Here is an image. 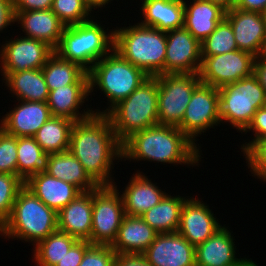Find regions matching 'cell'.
I'll use <instances>...</instances> for the list:
<instances>
[{
  "instance_id": "9c48e42d",
  "label": "cell",
  "mask_w": 266,
  "mask_h": 266,
  "mask_svg": "<svg viewBox=\"0 0 266 266\" xmlns=\"http://www.w3.org/2000/svg\"><path fill=\"white\" fill-rule=\"evenodd\" d=\"M115 184L99 185L92 191V245L111 246L126 215L121 194Z\"/></svg>"
},
{
  "instance_id": "7bdbcfd3",
  "label": "cell",
  "mask_w": 266,
  "mask_h": 266,
  "mask_svg": "<svg viewBox=\"0 0 266 266\" xmlns=\"http://www.w3.org/2000/svg\"><path fill=\"white\" fill-rule=\"evenodd\" d=\"M14 12L49 10L53 0H12Z\"/></svg>"
},
{
  "instance_id": "e575fe53",
  "label": "cell",
  "mask_w": 266,
  "mask_h": 266,
  "mask_svg": "<svg viewBox=\"0 0 266 266\" xmlns=\"http://www.w3.org/2000/svg\"><path fill=\"white\" fill-rule=\"evenodd\" d=\"M238 50L230 23L224 18L216 29L201 42V57L215 56Z\"/></svg>"
},
{
  "instance_id": "484cf974",
  "label": "cell",
  "mask_w": 266,
  "mask_h": 266,
  "mask_svg": "<svg viewBox=\"0 0 266 266\" xmlns=\"http://www.w3.org/2000/svg\"><path fill=\"white\" fill-rule=\"evenodd\" d=\"M44 171L76 186L81 192L93 191L99 186L69 150L47 154Z\"/></svg>"
},
{
  "instance_id": "681fc988",
  "label": "cell",
  "mask_w": 266,
  "mask_h": 266,
  "mask_svg": "<svg viewBox=\"0 0 266 266\" xmlns=\"http://www.w3.org/2000/svg\"><path fill=\"white\" fill-rule=\"evenodd\" d=\"M207 1L220 5L226 11L232 9L236 2V0H207Z\"/></svg>"
},
{
  "instance_id": "5b68a950",
  "label": "cell",
  "mask_w": 266,
  "mask_h": 266,
  "mask_svg": "<svg viewBox=\"0 0 266 266\" xmlns=\"http://www.w3.org/2000/svg\"><path fill=\"white\" fill-rule=\"evenodd\" d=\"M106 116L121 143L135 132L158 125V78L149 77Z\"/></svg>"
},
{
  "instance_id": "44dd1931",
  "label": "cell",
  "mask_w": 266,
  "mask_h": 266,
  "mask_svg": "<svg viewBox=\"0 0 266 266\" xmlns=\"http://www.w3.org/2000/svg\"><path fill=\"white\" fill-rule=\"evenodd\" d=\"M92 212V191L82 192L57 213L58 229L77 240L90 242Z\"/></svg>"
},
{
  "instance_id": "8fae6325",
  "label": "cell",
  "mask_w": 266,
  "mask_h": 266,
  "mask_svg": "<svg viewBox=\"0 0 266 266\" xmlns=\"http://www.w3.org/2000/svg\"><path fill=\"white\" fill-rule=\"evenodd\" d=\"M255 56L236 50L202 57L198 72L201 83L221 88L253 74Z\"/></svg>"
},
{
  "instance_id": "ee69618b",
  "label": "cell",
  "mask_w": 266,
  "mask_h": 266,
  "mask_svg": "<svg viewBox=\"0 0 266 266\" xmlns=\"http://www.w3.org/2000/svg\"><path fill=\"white\" fill-rule=\"evenodd\" d=\"M15 15L12 0H0V32L14 24Z\"/></svg>"
},
{
  "instance_id": "ac0fdd59",
  "label": "cell",
  "mask_w": 266,
  "mask_h": 266,
  "mask_svg": "<svg viewBox=\"0 0 266 266\" xmlns=\"http://www.w3.org/2000/svg\"><path fill=\"white\" fill-rule=\"evenodd\" d=\"M51 117L47 102L21 100L19 105L3 117L0 128L11 136L33 137Z\"/></svg>"
},
{
  "instance_id": "8d00e7d4",
  "label": "cell",
  "mask_w": 266,
  "mask_h": 266,
  "mask_svg": "<svg viewBox=\"0 0 266 266\" xmlns=\"http://www.w3.org/2000/svg\"><path fill=\"white\" fill-rule=\"evenodd\" d=\"M24 187V181L11 174L0 173V228L9 218L19 191Z\"/></svg>"
},
{
  "instance_id": "6da1fadb",
  "label": "cell",
  "mask_w": 266,
  "mask_h": 266,
  "mask_svg": "<svg viewBox=\"0 0 266 266\" xmlns=\"http://www.w3.org/2000/svg\"><path fill=\"white\" fill-rule=\"evenodd\" d=\"M122 143L106 115L94 114L75 122L70 133L69 151L98 185H113V161H122Z\"/></svg>"
},
{
  "instance_id": "816d5d0a",
  "label": "cell",
  "mask_w": 266,
  "mask_h": 266,
  "mask_svg": "<svg viewBox=\"0 0 266 266\" xmlns=\"http://www.w3.org/2000/svg\"><path fill=\"white\" fill-rule=\"evenodd\" d=\"M261 16H262L263 22L265 23V26H266V8L261 12Z\"/></svg>"
},
{
  "instance_id": "7402d4cb",
  "label": "cell",
  "mask_w": 266,
  "mask_h": 266,
  "mask_svg": "<svg viewBox=\"0 0 266 266\" xmlns=\"http://www.w3.org/2000/svg\"><path fill=\"white\" fill-rule=\"evenodd\" d=\"M157 234L140 216L125 215L111 247L116 254L142 255Z\"/></svg>"
},
{
  "instance_id": "ba28073f",
  "label": "cell",
  "mask_w": 266,
  "mask_h": 266,
  "mask_svg": "<svg viewBox=\"0 0 266 266\" xmlns=\"http://www.w3.org/2000/svg\"><path fill=\"white\" fill-rule=\"evenodd\" d=\"M221 122L244 131L254 114L265 106L266 94L257 77L252 74L218 89Z\"/></svg>"
},
{
  "instance_id": "5bb4252c",
  "label": "cell",
  "mask_w": 266,
  "mask_h": 266,
  "mask_svg": "<svg viewBox=\"0 0 266 266\" xmlns=\"http://www.w3.org/2000/svg\"><path fill=\"white\" fill-rule=\"evenodd\" d=\"M164 74H195L201 67V43L185 28L166 32Z\"/></svg>"
},
{
  "instance_id": "9a60e30c",
  "label": "cell",
  "mask_w": 266,
  "mask_h": 266,
  "mask_svg": "<svg viewBox=\"0 0 266 266\" xmlns=\"http://www.w3.org/2000/svg\"><path fill=\"white\" fill-rule=\"evenodd\" d=\"M239 50L257 57L266 53V26L261 13L232 8L226 11Z\"/></svg>"
},
{
  "instance_id": "e0dca14e",
  "label": "cell",
  "mask_w": 266,
  "mask_h": 266,
  "mask_svg": "<svg viewBox=\"0 0 266 266\" xmlns=\"http://www.w3.org/2000/svg\"><path fill=\"white\" fill-rule=\"evenodd\" d=\"M188 198L181 210L178 233L194 247L210 238L222 225L217 222L208 205Z\"/></svg>"
},
{
  "instance_id": "277c9868",
  "label": "cell",
  "mask_w": 266,
  "mask_h": 266,
  "mask_svg": "<svg viewBox=\"0 0 266 266\" xmlns=\"http://www.w3.org/2000/svg\"><path fill=\"white\" fill-rule=\"evenodd\" d=\"M57 229V212L24 186L15 199L9 218L0 228V235L36 245Z\"/></svg>"
},
{
  "instance_id": "83f0119b",
  "label": "cell",
  "mask_w": 266,
  "mask_h": 266,
  "mask_svg": "<svg viewBox=\"0 0 266 266\" xmlns=\"http://www.w3.org/2000/svg\"><path fill=\"white\" fill-rule=\"evenodd\" d=\"M141 5L144 21L139 24L164 32L184 27L183 0H143Z\"/></svg>"
},
{
  "instance_id": "c3c4849f",
  "label": "cell",
  "mask_w": 266,
  "mask_h": 266,
  "mask_svg": "<svg viewBox=\"0 0 266 266\" xmlns=\"http://www.w3.org/2000/svg\"><path fill=\"white\" fill-rule=\"evenodd\" d=\"M112 0H83V2L88 6V8L92 11V9L99 8L108 4Z\"/></svg>"
},
{
  "instance_id": "7a4b0ae2",
  "label": "cell",
  "mask_w": 266,
  "mask_h": 266,
  "mask_svg": "<svg viewBox=\"0 0 266 266\" xmlns=\"http://www.w3.org/2000/svg\"><path fill=\"white\" fill-rule=\"evenodd\" d=\"M196 146L177 126L158 124L124 140L122 159L195 165L201 157Z\"/></svg>"
},
{
  "instance_id": "30bf717a",
  "label": "cell",
  "mask_w": 266,
  "mask_h": 266,
  "mask_svg": "<svg viewBox=\"0 0 266 266\" xmlns=\"http://www.w3.org/2000/svg\"><path fill=\"white\" fill-rule=\"evenodd\" d=\"M158 78V124L178 126L195 88L199 74H160Z\"/></svg>"
},
{
  "instance_id": "7c38bea8",
  "label": "cell",
  "mask_w": 266,
  "mask_h": 266,
  "mask_svg": "<svg viewBox=\"0 0 266 266\" xmlns=\"http://www.w3.org/2000/svg\"><path fill=\"white\" fill-rule=\"evenodd\" d=\"M220 122L218 88L200 83L192 93L184 117L177 127L195 143L198 134H204Z\"/></svg>"
},
{
  "instance_id": "3957f363",
  "label": "cell",
  "mask_w": 266,
  "mask_h": 266,
  "mask_svg": "<svg viewBox=\"0 0 266 266\" xmlns=\"http://www.w3.org/2000/svg\"><path fill=\"white\" fill-rule=\"evenodd\" d=\"M113 50L149 77L164 74L166 32L157 28L137 25L113 31Z\"/></svg>"
},
{
  "instance_id": "603a6c76",
  "label": "cell",
  "mask_w": 266,
  "mask_h": 266,
  "mask_svg": "<svg viewBox=\"0 0 266 266\" xmlns=\"http://www.w3.org/2000/svg\"><path fill=\"white\" fill-rule=\"evenodd\" d=\"M90 95L89 85H67L51 90L48 95L47 105L52 117H63L74 122H80L93 116L95 111L92 109L79 112L80 106L85 103L84 99Z\"/></svg>"
},
{
  "instance_id": "f907efd6",
  "label": "cell",
  "mask_w": 266,
  "mask_h": 266,
  "mask_svg": "<svg viewBox=\"0 0 266 266\" xmlns=\"http://www.w3.org/2000/svg\"><path fill=\"white\" fill-rule=\"evenodd\" d=\"M232 266H258V265H256L252 260H250V259H244V258H241V260L238 262V263H236V264H234V265H232Z\"/></svg>"
},
{
  "instance_id": "8992f818",
  "label": "cell",
  "mask_w": 266,
  "mask_h": 266,
  "mask_svg": "<svg viewBox=\"0 0 266 266\" xmlns=\"http://www.w3.org/2000/svg\"><path fill=\"white\" fill-rule=\"evenodd\" d=\"M90 93L93 87L101 89L111 103L104 111L94 112L96 115H106L120 101L126 99L149 76L122 58L116 51L106 55L96 62L88 71Z\"/></svg>"
},
{
  "instance_id": "bcb514c9",
  "label": "cell",
  "mask_w": 266,
  "mask_h": 266,
  "mask_svg": "<svg viewBox=\"0 0 266 266\" xmlns=\"http://www.w3.org/2000/svg\"><path fill=\"white\" fill-rule=\"evenodd\" d=\"M253 74L257 77L266 94V53L255 57Z\"/></svg>"
},
{
  "instance_id": "d4e9b609",
  "label": "cell",
  "mask_w": 266,
  "mask_h": 266,
  "mask_svg": "<svg viewBox=\"0 0 266 266\" xmlns=\"http://www.w3.org/2000/svg\"><path fill=\"white\" fill-rule=\"evenodd\" d=\"M161 189L154 185L140 172L131 177L123 194L121 195L125 214L129 216H141L146 211L157 205L164 197Z\"/></svg>"
},
{
  "instance_id": "cb8c5ba5",
  "label": "cell",
  "mask_w": 266,
  "mask_h": 266,
  "mask_svg": "<svg viewBox=\"0 0 266 266\" xmlns=\"http://www.w3.org/2000/svg\"><path fill=\"white\" fill-rule=\"evenodd\" d=\"M193 1L187 5L183 0L184 27L201 43L225 18L226 10L207 0Z\"/></svg>"
},
{
  "instance_id": "f1b7e54d",
  "label": "cell",
  "mask_w": 266,
  "mask_h": 266,
  "mask_svg": "<svg viewBox=\"0 0 266 266\" xmlns=\"http://www.w3.org/2000/svg\"><path fill=\"white\" fill-rule=\"evenodd\" d=\"M49 91L67 85H89V74L76 62L62 59L54 52L41 68Z\"/></svg>"
},
{
  "instance_id": "ffe728a7",
  "label": "cell",
  "mask_w": 266,
  "mask_h": 266,
  "mask_svg": "<svg viewBox=\"0 0 266 266\" xmlns=\"http://www.w3.org/2000/svg\"><path fill=\"white\" fill-rule=\"evenodd\" d=\"M15 20L27 38L46 42L54 50L58 47L65 25L51 10H33L14 12Z\"/></svg>"
},
{
  "instance_id": "1f68e13d",
  "label": "cell",
  "mask_w": 266,
  "mask_h": 266,
  "mask_svg": "<svg viewBox=\"0 0 266 266\" xmlns=\"http://www.w3.org/2000/svg\"><path fill=\"white\" fill-rule=\"evenodd\" d=\"M74 123V121L67 118L51 117L33 137L46 154L67 151Z\"/></svg>"
},
{
  "instance_id": "d590c367",
  "label": "cell",
  "mask_w": 266,
  "mask_h": 266,
  "mask_svg": "<svg viewBox=\"0 0 266 266\" xmlns=\"http://www.w3.org/2000/svg\"><path fill=\"white\" fill-rule=\"evenodd\" d=\"M51 10L65 26L84 23L91 19V10L83 0H53Z\"/></svg>"
},
{
  "instance_id": "b9f144b4",
  "label": "cell",
  "mask_w": 266,
  "mask_h": 266,
  "mask_svg": "<svg viewBox=\"0 0 266 266\" xmlns=\"http://www.w3.org/2000/svg\"><path fill=\"white\" fill-rule=\"evenodd\" d=\"M91 246L89 241L77 240L55 266H79L85 252Z\"/></svg>"
},
{
  "instance_id": "4316f807",
  "label": "cell",
  "mask_w": 266,
  "mask_h": 266,
  "mask_svg": "<svg viewBox=\"0 0 266 266\" xmlns=\"http://www.w3.org/2000/svg\"><path fill=\"white\" fill-rule=\"evenodd\" d=\"M231 232L222 226L205 242L195 247L196 266H232L240 259L235 256Z\"/></svg>"
},
{
  "instance_id": "d6986e66",
  "label": "cell",
  "mask_w": 266,
  "mask_h": 266,
  "mask_svg": "<svg viewBox=\"0 0 266 266\" xmlns=\"http://www.w3.org/2000/svg\"><path fill=\"white\" fill-rule=\"evenodd\" d=\"M24 186L57 213L82 193L76 186L54 178L44 170L30 176Z\"/></svg>"
},
{
  "instance_id": "d6a6232c",
  "label": "cell",
  "mask_w": 266,
  "mask_h": 266,
  "mask_svg": "<svg viewBox=\"0 0 266 266\" xmlns=\"http://www.w3.org/2000/svg\"><path fill=\"white\" fill-rule=\"evenodd\" d=\"M46 155L34 137H17V176L25 182L43 171Z\"/></svg>"
},
{
  "instance_id": "52a82bcc",
  "label": "cell",
  "mask_w": 266,
  "mask_h": 266,
  "mask_svg": "<svg viewBox=\"0 0 266 266\" xmlns=\"http://www.w3.org/2000/svg\"><path fill=\"white\" fill-rule=\"evenodd\" d=\"M94 20L66 26L55 52L62 58L76 62L87 72L113 50L114 34H109Z\"/></svg>"
},
{
  "instance_id": "60d3db41",
  "label": "cell",
  "mask_w": 266,
  "mask_h": 266,
  "mask_svg": "<svg viewBox=\"0 0 266 266\" xmlns=\"http://www.w3.org/2000/svg\"><path fill=\"white\" fill-rule=\"evenodd\" d=\"M248 129V130H247ZM253 130L255 132L254 136L255 138L249 142L244 143L241 147L242 151L245 152L255 141L259 139L266 138V107H261L257 110V112L254 114L252 122L248 125V127L243 132Z\"/></svg>"
},
{
  "instance_id": "7dc6e473",
  "label": "cell",
  "mask_w": 266,
  "mask_h": 266,
  "mask_svg": "<svg viewBox=\"0 0 266 266\" xmlns=\"http://www.w3.org/2000/svg\"><path fill=\"white\" fill-rule=\"evenodd\" d=\"M233 8L261 13L266 8V0H236Z\"/></svg>"
},
{
  "instance_id": "f6af8a7d",
  "label": "cell",
  "mask_w": 266,
  "mask_h": 266,
  "mask_svg": "<svg viewBox=\"0 0 266 266\" xmlns=\"http://www.w3.org/2000/svg\"><path fill=\"white\" fill-rule=\"evenodd\" d=\"M113 266H151L142 255L117 254Z\"/></svg>"
},
{
  "instance_id": "4dcf8cb0",
  "label": "cell",
  "mask_w": 266,
  "mask_h": 266,
  "mask_svg": "<svg viewBox=\"0 0 266 266\" xmlns=\"http://www.w3.org/2000/svg\"><path fill=\"white\" fill-rule=\"evenodd\" d=\"M185 197L166 195L157 205L146 211L140 217L158 234L175 233L178 231L181 210Z\"/></svg>"
},
{
  "instance_id": "f35d334b",
  "label": "cell",
  "mask_w": 266,
  "mask_h": 266,
  "mask_svg": "<svg viewBox=\"0 0 266 266\" xmlns=\"http://www.w3.org/2000/svg\"><path fill=\"white\" fill-rule=\"evenodd\" d=\"M246 163L259 179L266 181V138L255 141L245 152Z\"/></svg>"
},
{
  "instance_id": "f546056e",
  "label": "cell",
  "mask_w": 266,
  "mask_h": 266,
  "mask_svg": "<svg viewBox=\"0 0 266 266\" xmlns=\"http://www.w3.org/2000/svg\"><path fill=\"white\" fill-rule=\"evenodd\" d=\"M5 85L16 95L18 101L47 102L49 89L42 69H29L8 73L4 77Z\"/></svg>"
},
{
  "instance_id": "ab89813d",
  "label": "cell",
  "mask_w": 266,
  "mask_h": 266,
  "mask_svg": "<svg viewBox=\"0 0 266 266\" xmlns=\"http://www.w3.org/2000/svg\"><path fill=\"white\" fill-rule=\"evenodd\" d=\"M116 255L110 245H92L79 266H113Z\"/></svg>"
},
{
  "instance_id": "2e32d148",
  "label": "cell",
  "mask_w": 266,
  "mask_h": 266,
  "mask_svg": "<svg viewBox=\"0 0 266 266\" xmlns=\"http://www.w3.org/2000/svg\"><path fill=\"white\" fill-rule=\"evenodd\" d=\"M151 266H196L195 247L181 234H157L142 254Z\"/></svg>"
},
{
  "instance_id": "74e56055",
  "label": "cell",
  "mask_w": 266,
  "mask_h": 266,
  "mask_svg": "<svg viewBox=\"0 0 266 266\" xmlns=\"http://www.w3.org/2000/svg\"><path fill=\"white\" fill-rule=\"evenodd\" d=\"M0 173L17 176V137L0 128Z\"/></svg>"
},
{
  "instance_id": "4fadbf2b",
  "label": "cell",
  "mask_w": 266,
  "mask_h": 266,
  "mask_svg": "<svg viewBox=\"0 0 266 266\" xmlns=\"http://www.w3.org/2000/svg\"><path fill=\"white\" fill-rule=\"evenodd\" d=\"M0 51L3 78L8 73L41 69L55 52L46 42L27 37L6 41Z\"/></svg>"
},
{
  "instance_id": "836d02e7",
  "label": "cell",
  "mask_w": 266,
  "mask_h": 266,
  "mask_svg": "<svg viewBox=\"0 0 266 266\" xmlns=\"http://www.w3.org/2000/svg\"><path fill=\"white\" fill-rule=\"evenodd\" d=\"M76 241V238L66 232L55 230L35 245L33 256L37 266H55Z\"/></svg>"
}]
</instances>
